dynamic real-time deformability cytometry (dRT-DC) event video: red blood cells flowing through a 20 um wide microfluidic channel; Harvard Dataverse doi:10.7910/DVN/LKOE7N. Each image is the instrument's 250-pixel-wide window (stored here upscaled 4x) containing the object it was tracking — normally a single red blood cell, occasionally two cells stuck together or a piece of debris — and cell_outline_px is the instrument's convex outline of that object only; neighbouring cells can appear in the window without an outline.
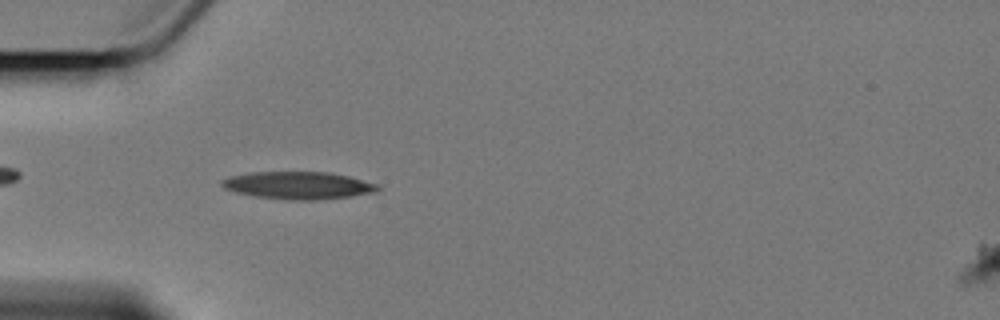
{"species": "Egyptian fruit bat (a non-hibernating species)", "species_latin": "Rousettus aegyptiacus", "temperature_condition": "cold", "stored_images_in_passage": 39, "camera_frame_rate_fps": 3000, "um_per_image_px": 0.085, "animal": {"sex": "female"}, "frame": {"image": 1, "passage_image": 5, "time_ms": 1.333, "image_size_px": [1000, 320], "cell_outline_px": [[380, 188], [372, 192], [348, 196], [316, 200], [288, 200], [256, 196], [236, 192], [224, 188], [220, 184], [220, 180], [232, 176], [252, 172], [332, 172], [380, 184]], "centroid_in_image_um": [25.34, 15.75], "position_along_channel_um": 59.7, "area_um2": 24.8}}
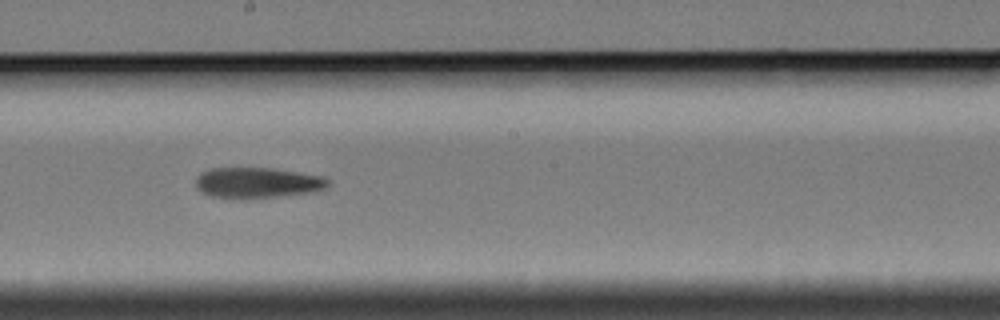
{"frame": {"image": 2, "passage_image": 20, "time_ms": 6.333, "image_size_px": [1000, 320], "cell_outline_px": [[328, 188], [316, 192], [248, 200], [240, 200], [212, 196], [196, 188], [196, 180], [200, 172], [212, 168], [272, 168], [320, 176], [328, 180]], "centroid_in_image_um": [21.87, 15.56], "position_along_channel_um": 226.3, "area_um2": 23.99}}
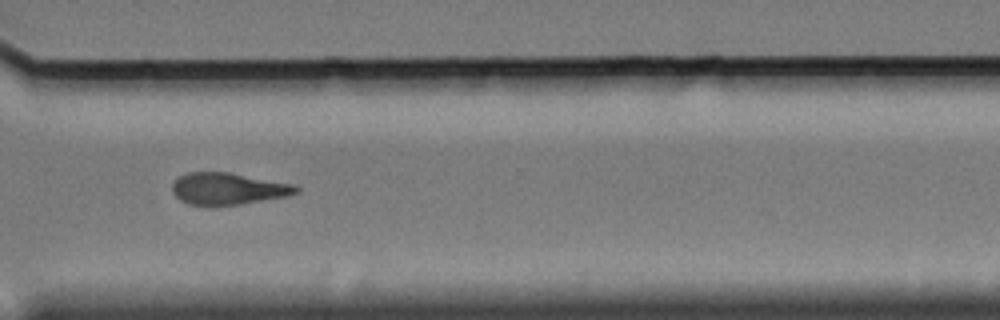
{"frame": {"image": 3, "passage_image": 31, "time_ms": 10.0, "image_size_px": [1000, 320], "cell_outline_px": [[300, 188], [296, 192], [288, 196], [240, 204], [188, 204], [180, 200], [172, 192], [172, 184], [180, 176], [188, 172], [228, 172], [296, 184]], "centroid_in_image_um": [19.41, 16.02], "position_along_channel_um": 351.2, "area_um2": 22.72}, "authors_computed_cell_mechanics": {"area_um2": 23.5246, "velocity_mm_per_s": 3.4109, "shape_relaxation_time_tau1_ms": 5.782, "shape_relaxation_time_tau2_ms": 7.4081, "deformation_change_tau1": 0.1672, "deformation_change_tau2": 0.1903}}